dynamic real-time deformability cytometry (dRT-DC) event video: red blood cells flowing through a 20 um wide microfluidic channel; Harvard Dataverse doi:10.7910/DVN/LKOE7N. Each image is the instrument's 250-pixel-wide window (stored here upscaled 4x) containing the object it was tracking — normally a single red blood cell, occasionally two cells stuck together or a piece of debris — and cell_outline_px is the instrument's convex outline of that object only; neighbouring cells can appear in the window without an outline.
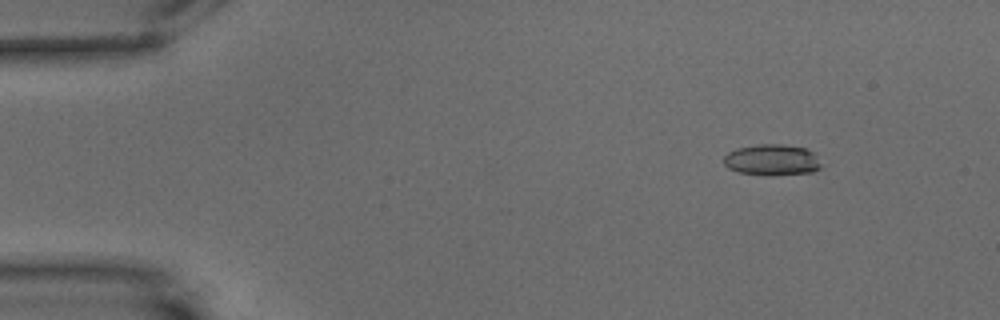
{"species": "common noctule bat (a hibernating species)", "species_latin": "Nyctalus noctula", "temperature_condition": "warm", "stored_images_in_passage": 53, "camera_frame_rate_fps": 3000, "um_per_image_px": 0.085, "animal": {"sex": "male", "body_mass_g": 15.6}, "frame": {"image": 1, "passage_image": 1, "time_ms": 0.0, "image_size_px": [1000, 320], "cell_outline_px": [[820, 168], [812, 172], [768, 176], [740, 172], [728, 168], [724, 164], [724, 156], [728, 152], [736, 148], [760, 144], [784, 144], [804, 148], [812, 152], [820, 164]], "centroid_in_image_um": [65.58, 13.59], "position_along_channel_um": 19.4, "area_um2": 17.57}}
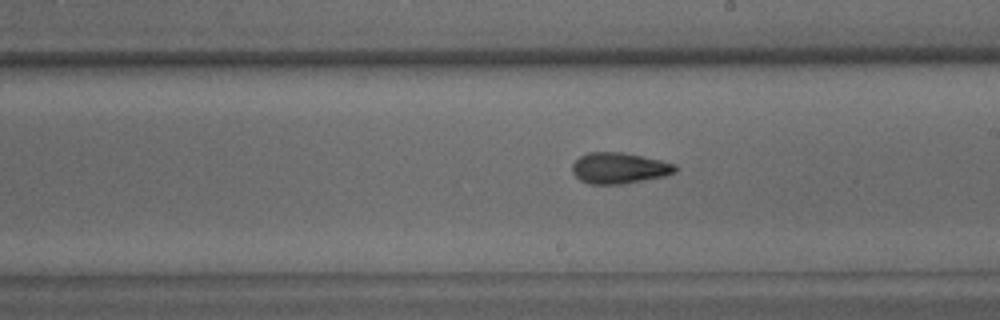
{"frame": {"image": 2, "passage_image": 28, "time_ms": 9.0, "image_size_px": [1000, 320], "cell_outline_px": [[676, 172], [664, 176], [624, 184], [588, 184], [580, 180], [572, 172], [572, 164], [580, 156], [588, 152], [620, 152], [660, 160], [676, 164]], "centroid_in_image_um": [52.61, 14.29], "position_along_channel_um": 236.4, "area_um2": 18.55}}
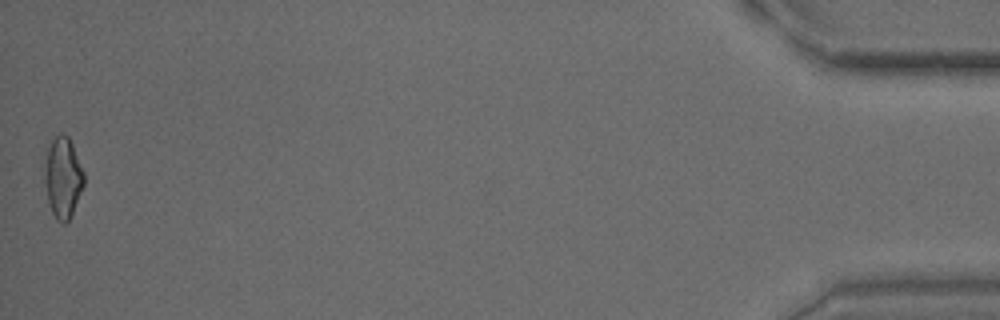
{"frame": {"image": 3, "passage_image": 53, "time_ms": 17.333, "image_size_px": [1000, 320], "cell_outline_px": [[84, 184], [72, 212], [68, 220], [64, 224], [56, 220], [48, 204], [44, 180], [44, 164], [48, 148], [52, 140], [60, 132], [68, 136], [72, 144], [84, 172]], "centroid_in_image_um": [5.32, 15.09], "position_along_channel_um": 429.9, "area_um2": 18.44}, "authors_computed_cell_mechanics": {"area_um2": 18.0914, "velocity_mm_per_s": 3.4428, "shape_relaxation_time_tau1_ms": 8.05, "shape_relaxation_time_tau2_ms": 2.5152, "deformation_change_tau1": 0.2136, "deformation_change_tau2": 0.1044}}